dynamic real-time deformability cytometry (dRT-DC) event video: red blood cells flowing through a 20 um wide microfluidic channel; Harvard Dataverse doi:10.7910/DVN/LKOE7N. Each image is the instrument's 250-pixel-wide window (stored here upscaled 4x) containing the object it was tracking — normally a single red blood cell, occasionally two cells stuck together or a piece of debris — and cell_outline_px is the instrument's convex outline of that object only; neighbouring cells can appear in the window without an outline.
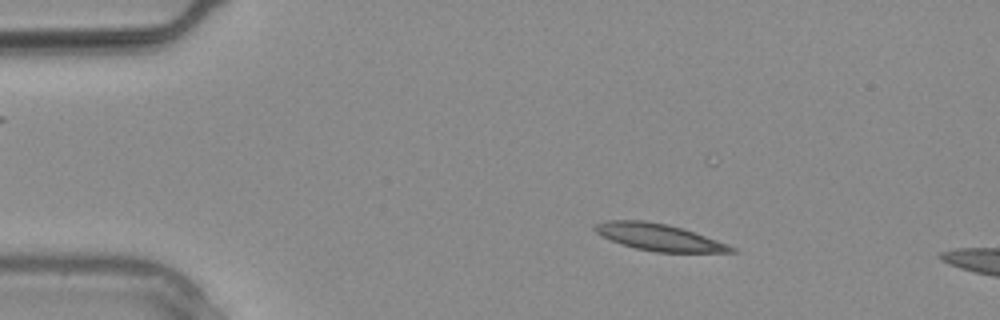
{"species": "common noctule bat (a hibernating species)", "species_latin": "Nyctalus noctula", "temperature_condition": "warm", "stored_images_in_passage": 6, "camera_frame_rate_fps": 3000, "um_per_image_px": 0.085, "animal": {"sex": "male", "body_mass_g": 20.4}, "frame": {"image": 1, "passage_image": 3, "time_ms": 0.667, "image_size_px": [1000, 320], "cell_outline_px": [[736, 252], [656, 252], [636, 248], [612, 240], [596, 232], [592, 228], [592, 224], [608, 220], [644, 220], [668, 224], [728, 244], [736, 248]], "centroid_in_image_um": [55.98, 20.15], "position_along_channel_um": 29.0, "area_um2": 20.98}}